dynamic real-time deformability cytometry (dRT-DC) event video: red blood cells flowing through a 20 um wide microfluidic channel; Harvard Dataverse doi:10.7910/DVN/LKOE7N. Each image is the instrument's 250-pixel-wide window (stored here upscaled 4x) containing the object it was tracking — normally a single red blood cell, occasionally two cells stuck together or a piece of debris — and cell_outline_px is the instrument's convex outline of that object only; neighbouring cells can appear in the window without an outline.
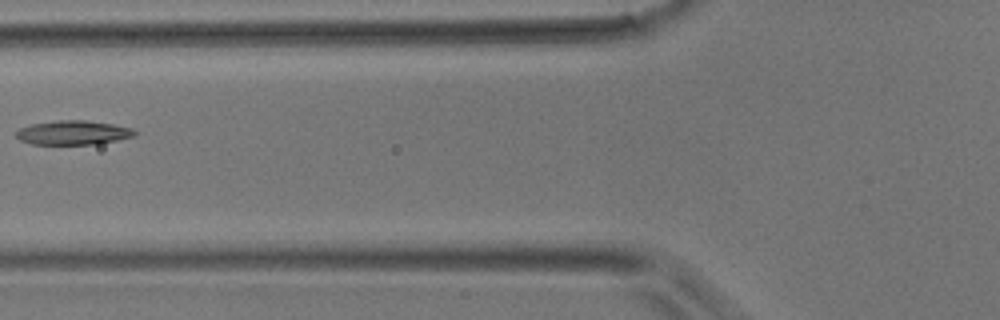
{"species": "common noctule bat (a hibernating species)", "species_latin": "Nyctalus noctula", "temperature_condition": "room temperature", "stored_images_in_passage": 3, "camera_frame_rate_fps": 3000, "um_per_image_px": 0.085, "animal": {"sex": "male", "body_mass_g": 17.9}, "frame": {"image": 1, "passage_image": 3, "time_ms": 0.667, "image_size_px": [1000, 320], "cell_outline_px": [[136, 136], [96, 144], [32, 144], [20, 140], [16, 136], [16, 132], [20, 128], [32, 124], [56, 120], [84, 120], [112, 124], [132, 128], [136, 132]], "centroid_in_image_um": [6.22, 11.27], "position_along_channel_um": 119.6, "area_um2": 16.59}}